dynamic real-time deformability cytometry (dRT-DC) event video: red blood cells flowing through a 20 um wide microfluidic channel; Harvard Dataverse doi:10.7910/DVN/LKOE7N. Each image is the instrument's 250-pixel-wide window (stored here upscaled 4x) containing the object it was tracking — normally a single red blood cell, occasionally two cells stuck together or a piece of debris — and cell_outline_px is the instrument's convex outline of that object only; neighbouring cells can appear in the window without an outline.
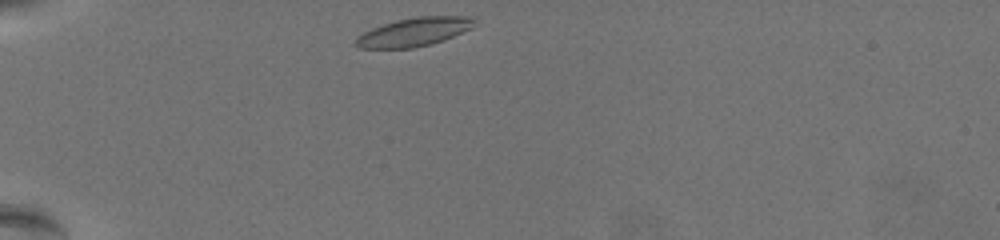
{"species": "common noctule bat (a hibernating species)", "species_latin": "Nyctalus noctula", "temperature_condition": "warm", "stored_images_in_passage": 35, "camera_frame_rate_fps": 3000, "um_per_image_px": 0.085, "animal": {"sex": "female", "body_mass_g": 19.5, "forearm_length_mm": 54.1}, "frame": {"image": 1, "passage_image": 1, "time_ms": 0.0, "image_size_px": [1000, 240], "cell_outline_px": [[476, 24], [472, 28], [444, 40], [432, 44], [412, 48], [360, 48], [352, 44], [364, 32], [372, 28], [396, 20], [416, 16], [476, 16]], "centroid_in_image_um": [35.25, 2.71], "position_along_channel_um": 49.7, "area_um2": 19.88}}
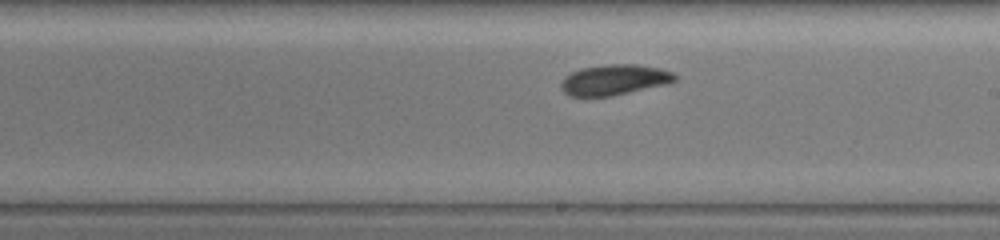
{"frame": {"image": 2, "passage_image": 20, "time_ms": 6.333, "image_size_px": [1000, 240], "cell_outline_px": [[676, 80], [664, 84], [612, 96], [568, 96], [560, 88], [560, 84], [564, 76], [580, 68], [604, 64], [636, 64], [660, 68], [672, 72], [676, 76]], "centroid_in_image_um": [52.16, 6.77], "position_along_channel_um": 236.8, "area_um2": 20.23}}
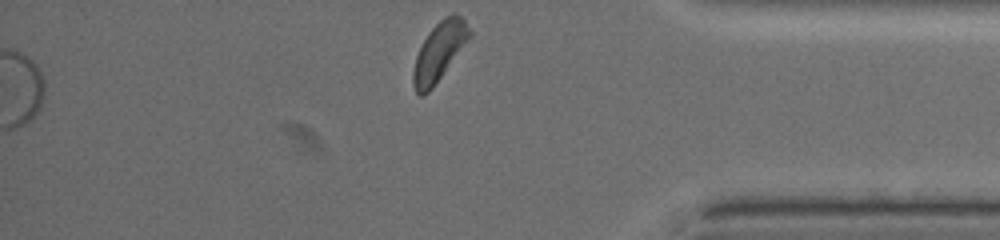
{"frame": {"image": 3, "passage_image": 35, "time_ms": 11.333, "image_size_px": [1000, 240], "cell_outline_px": [[472, 36], [432, 88], [428, 92], [420, 96], [416, 92], [412, 84], [412, 72], [416, 56], [428, 32], [444, 16], [452, 12], [456, 12], [464, 20], [472, 32]], "centroid_in_image_um": [37.34, 4.36], "position_along_channel_um": 397.9, "area_um2": 19.19}, "authors_computed_cell_mechanics": {"area_um2": 20.0566, "velocity_mm_per_s": 3.5338, "shape_relaxation_time_tau1_ms": 3.3271, "shape_relaxation_time_tau2_ms": null, "deformation_change_tau1": 0.0899, "deformation_change_tau2": null}}